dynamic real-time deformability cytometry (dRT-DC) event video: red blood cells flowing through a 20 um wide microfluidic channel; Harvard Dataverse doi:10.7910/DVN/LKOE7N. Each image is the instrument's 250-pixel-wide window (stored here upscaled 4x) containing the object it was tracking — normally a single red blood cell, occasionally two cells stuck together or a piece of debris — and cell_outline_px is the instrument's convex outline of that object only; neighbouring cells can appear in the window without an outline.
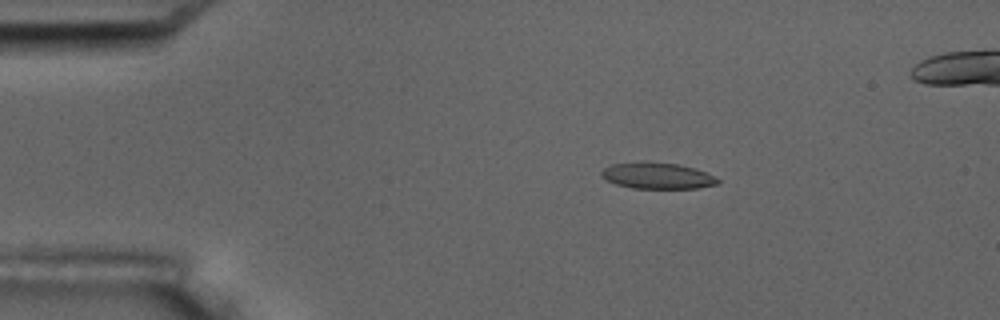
{"species": "common noctule bat (a hibernating species)", "species_latin": "Nyctalus noctula", "temperature_condition": "room temperature", "stored_images_in_passage": 4, "camera_frame_rate_fps": 3000, "um_per_image_px": 0.085, "animal": {"sex": "male", "body_mass_g": 17.5, "forearm_length_mm": 52.3}, "frame": {"image": 1, "passage_image": 1, "time_ms": 0.0, "image_size_px": [1000, 320], "cell_outline_px": [[720, 180], [716, 184], [696, 188], [632, 188], [616, 184], [604, 180], [600, 176], [600, 172], [604, 168], [612, 164], [644, 160], [676, 164], [696, 168]], "centroid_in_image_um": [55.78, 14.92], "position_along_channel_um": 29.2, "area_um2": 17.92}}
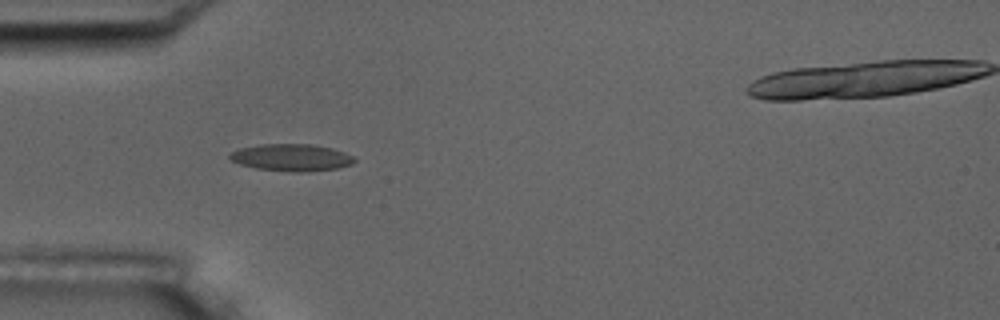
{"frame": {"image": 2, "passage_image": 3, "time_ms": 2.333, "image_size_px": [1000, 320], "cell_outline_px": [[356, 160], [352, 164], [336, 168], [296, 172], [256, 168], [240, 164], [232, 160], [228, 156], [232, 152], [240, 148], [260, 144], [312, 144], [332, 148], [344, 152], [352, 156]], "centroid_in_image_um": [24.77, 13.37], "position_along_channel_um": 60.2, "area_um2": 19.36}}